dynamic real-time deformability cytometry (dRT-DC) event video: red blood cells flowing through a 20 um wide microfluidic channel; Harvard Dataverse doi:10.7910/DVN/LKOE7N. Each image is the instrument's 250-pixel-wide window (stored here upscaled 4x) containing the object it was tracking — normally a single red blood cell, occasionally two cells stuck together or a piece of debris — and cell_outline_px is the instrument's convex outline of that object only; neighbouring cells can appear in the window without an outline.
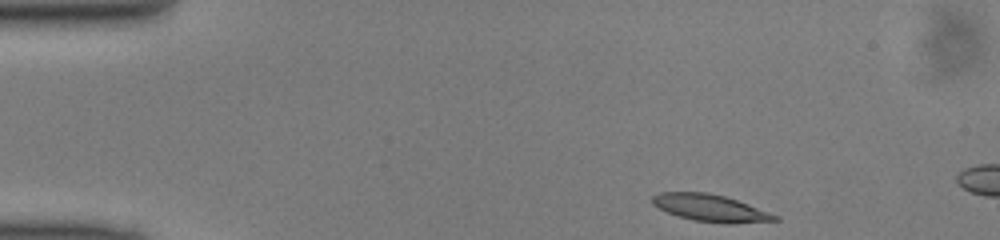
{"species": "common noctule bat (a hibernating species)", "species_latin": "Nyctalus noctula", "temperature_condition": "cold", "stored_images_in_passage": 7, "camera_frame_rate_fps": 3000, "um_per_image_px": 0.085, "animal": {"sex": "male", "body_mass_g": 13.0, "forearm_length_mm": 53.1}, "frame": {"image": 1, "passage_image": 1, "time_ms": 0.0, "image_size_px": [1000, 240], "cell_outline_px": [[780, 220], [732, 224], [724, 224], [692, 220], [668, 212], [652, 204], [652, 196], [660, 192], [708, 192], [724, 196], [748, 204], [780, 216]], "centroid_in_image_um": [60.42, 17.69], "position_along_channel_um": 24.6, "area_um2": 19.31}}